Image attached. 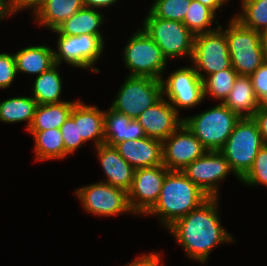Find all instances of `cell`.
<instances>
[{"label":"cell","instance_id":"f1b7e54d","mask_svg":"<svg viewBox=\"0 0 267 266\" xmlns=\"http://www.w3.org/2000/svg\"><path fill=\"white\" fill-rule=\"evenodd\" d=\"M213 21L217 25L215 27H220L217 15L211 8L200 1L192 0L183 23L194 35H198L216 30L217 28H212Z\"/></svg>","mask_w":267,"mask_h":266},{"label":"cell","instance_id":"8992f818","mask_svg":"<svg viewBox=\"0 0 267 266\" xmlns=\"http://www.w3.org/2000/svg\"><path fill=\"white\" fill-rule=\"evenodd\" d=\"M122 57L124 66L129 70L128 76H146L161 80L167 69V59L142 27L131 35Z\"/></svg>","mask_w":267,"mask_h":266},{"label":"cell","instance_id":"4dcf8cb0","mask_svg":"<svg viewBox=\"0 0 267 266\" xmlns=\"http://www.w3.org/2000/svg\"><path fill=\"white\" fill-rule=\"evenodd\" d=\"M240 10L234 14L244 27L263 32L267 28V0H240Z\"/></svg>","mask_w":267,"mask_h":266},{"label":"cell","instance_id":"f35d334b","mask_svg":"<svg viewBox=\"0 0 267 266\" xmlns=\"http://www.w3.org/2000/svg\"><path fill=\"white\" fill-rule=\"evenodd\" d=\"M44 0H11L13 10L17 14L21 10L33 11L43 2Z\"/></svg>","mask_w":267,"mask_h":266},{"label":"cell","instance_id":"9a60e30c","mask_svg":"<svg viewBox=\"0 0 267 266\" xmlns=\"http://www.w3.org/2000/svg\"><path fill=\"white\" fill-rule=\"evenodd\" d=\"M207 151L183 123L162 142L163 165L169 171H182Z\"/></svg>","mask_w":267,"mask_h":266},{"label":"cell","instance_id":"9c48e42d","mask_svg":"<svg viewBox=\"0 0 267 266\" xmlns=\"http://www.w3.org/2000/svg\"><path fill=\"white\" fill-rule=\"evenodd\" d=\"M58 36L57 49H54L56 64H69L76 68L90 69L95 73L100 70L94 66L104 53V35L81 34L79 36L62 35L53 30Z\"/></svg>","mask_w":267,"mask_h":266},{"label":"cell","instance_id":"7402d4cb","mask_svg":"<svg viewBox=\"0 0 267 266\" xmlns=\"http://www.w3.org/2000/svg\"><path fill=\"white\" fill-rule=\"evenodd\" d=\"M223 104L241 118L252 117L260 109L261 106L249 76L237 77Z\"/></svg>","mask_w":267,"mask_h":266},{"label":"cell","instance_id":"cb8c5ba5","mask_svg":"<svg viewBox=\"0 0 267 266\" xmlns=\"http://www.w3.org/2000/svg\"><path fill=\"white\" fill-rule=\"evenodd\" d=\"M78 131L79 138L93 142L94 147H98L104 142V110L98 106L85 104L78 101Z\"/></svg>","mask_w":267,"mask_h":266},{"label":"cell","instance_id":"2e32d148","mask_svg":"<svg viewBox=\"0 0 267 266\" xmlns=\"http://www.w3.org/2000/svg\"><path fill=\"white\" fill-rule=\"evenodd\" d=\"M162 97L154 105L139 115L137 121L143 127L146 137L162 142L176 131L184 122V118Z\"/></svg>","mask_w":267,"mask_h":266},{"label":"cell","instance_id":"d4e9b609","mask_svg":"<svg viewBox=\"0 0 267 266\" xmlns=\"http://www.w3.org/2000/svg\"><path fill=\"white\" fill-rule=\"evenodd\" d=\"M75 101L61 103L38 104L33 122L28 131H44L52 128H60L70 116Z\"/></svg>","mask_w":267,"mask_h":266},{"label":"cell","instance_id":"ffe728a7","mask_svg":"<svg viewBox=\"0 0 267 266\" xmlns=\"http://www.w3.org/2000/svg\"><path fill=\"white\" fill-rule=\"evenodd\" d=\"M83 7V0H44L34 11V21L48 30H56Z\"/></svg>","mask_w":267,"mask_h":266},{"label":"cell","instance_id":"6da1fadb","mask_svg":"<svg viewBox=\"0 0 267 266\" xmlns=\"http://www.w3.org/2000/svg\"><path fill=\"white\" fill-rule=\"evenodd\" d=\"M219 201L218 197H209L166 229L185 250L187 258L202 265L209 260L215 247L235 241V237L221 224Z\"/></svg>","mask_w":267,"mask_h":266},{"label":"cell","instance_id":"277c9868","mask_svg":"<svg viewBox=\"0 0 267 266\" xmlns=\"http://www.w3.org/2000/svg\"><path fill=\"white\" fill-rule=\"evenodd\" d=\"M183 118V123L208 151H220L241 117L218 102L205 111Z\"/></svg>","mask_w":267,"mask_h":266},{"label":"cell","instance_id":"f546056e","mask_svg":"<svg viewBox=\"0 0 267 266\" xmlns=\"http://www.w3.org/2000/svg\"><path fill=\"white\" fill-rule=\"evenodd\" d=\"M238 76L237 71L231 67L205 77L202 80L204 100L208 96V98L212 97L213 100L223 103L231 92Z\"/></svg>","mask_w":267,"mask_h":266},{"label":"cell","instance_id":"7c38bea8","mask_svg":"<svg viewBox=\"0 0 267 266\" xmlns=\"http://www.w3.org/2000/svg\"><path fill=\"white\" fill-rule=\"evenodd\" d=\"M161 83L163 97L179 114V109L194 108L204 101L203 82L192 65L179 67L167 79L162 77Z\"/></svg>","mask_w":267,"mask_h":266},{"label":"cell","instance_id":"d590c367","mask_svg":"<svg viewBox=\"0 0 267 266\" xmlns=\"http://www.w3.org/2000/svg\"><path fill=\"white\" fill-rule=\"evenodd\" d=\"M249 77L260 106H267V59Z\"/></svg>","mask_w":267,"mask_h":266},{"label":"cell","instance_id":"30bf717a","mask_svg":"<svg viewBox=\"0 0 267 266\" xmlns=\"http://www.w3.org/2000/svg\"><path fill=\"white\" fill-rule=\"evenodd\" d=\"M74 192L83 210L92 215L104 217H114L124 213L135 215L129 204L128 192L102 180L78 187Z\"/></svg>","mask_w":267,"mask_h":266},{"label":"cell","instance_id":"4fadbf2b","mask_svg":"<svg viewBox=\"0 0 267 266\" xmlns=\"http://www.w3.org/2000/svg\"><path fill=\"white\" fill-rule=\"evenodd\" d=\"M182 172L209 197L218 198H220V182L230 173L234 174L229 162L220 151H207Z\"/></svg>","mask_w":267,"mask_h":266},{"label":"cell","instance_id":"74e56055","mask_svg":"<svg viewBox=\"0 0 267 266\" xmlns=\"http://www.w3.org/2000/svg\"><path fill=\"white\" fill-rule=\"evenodd\" d=\"M252 118L258 126L264 143L267 144V106H261Z\"/></svg>","mask_w":267,"mask_h":266},{"label":"cell","instance_id":"8fae6325","mask_svg":"<svg viewBox=\"0 0 267 266\" xmlns=\"http://www.w3.org/2000/svg\"><path fill=\"white\" fill-rule=\"evenodd\" d=\"M190 62L202 80L208 75L231 68L225 32L217 27L212 32L195 35Z\"/></svg>","mask_w":267,"mask_h":266},{"label":"cell","instance_id":"836d02e7","mask_svg":"<svg viewBox=\"0 0 267 266\" xmlns=\"http://www.w3.org/2000/svg\"><path fill=\"white\" fill-rule=\"evenodd\" d=\"M245 186L267 187V144H264L255 157L251 168L240 179Z\"/></svg>","mask_w":267,"mask_h":266},{"label":"cell","instance_id":"7bdbcfd3","mask_svg":"<svg viewBox=\"0 0 267 266\" xmlns=\"http://www.w3.org/2000/svg\"><path fill=\"white\" fill-rule=\"evenodd\" d=\"M261 36H262L263 47L265 48L267 53V28L261 33Z\"/></svg>","mask_w":267,"mask_h":266},{"label":"cell","instance_id":"1f68e13d","mask_svg":"<svg viewBox=\"0 0 267 266\" xmlns=\"http://www.w3.org/2000/svg\"><path fill=\"white\" fill-rule=\"evenodd\" d=\"M192 0H155L149 12L161 19L183 22Z\"/></svg>","mask_w":267,"mask_h":266},{"label":"cell","instance_id":"5bb4252c","mask_svg":"<svg viewBox=\"0 0 267 266\" xmlns=\"http://www.w3.org/2000/svg\"><path fill=\"white\" fill-rule=\"evenodd\" d=\"M168 172L163 164L134 170L128 200L135 216H144L156 204Z\"/></svg>","mask_w":267,"mask_h":266},{"label":"cell","instance_id":"484cf974","mask_svg":"<svg viewBox=\"0 0 267 266\" xmlns=\"http://www.w3.org/2000/svg\"><path fill=\"white\" fill-rule=\"evenodd\" d=\"M58 67V68H57ZM59 64L41 73L36 77L32 86V97L38 104L61 103L63 83L59 72Z\"/></svg>","mask_w":267,"mask_h":266},{"label":"cell","instance_id":"603a6c76","mask_svg":"<svg viewBox=\"0 0 267 266\" xmlns=\"http://www.w3.org/2000/svg\"><path fill=\"white\" fill-rule=\"evenodd\" d=\"M104 14L98 9L82 7L65 20L56 30L62 35L79 36L81 34L102 35Z\"/></svg>","mask_w":267,"mask_h":266},{"label":"cell","instance_id":"b9f144b4","mask_svg":"<svg viewBox=\"0 0 267 266\" xmlns=\"http://www.w3.org/2000/svg\"><path fill=\"white\" fill-rule=\"evenodd\" d=\"M200 1L203 5L211 8L216 14H217V10L220 9L221 7L229 2H231L230 0H197Z\"/></svg>","mask_w":267,"mask_h":266},{"label":"cell","instance_id":"60d3db41","mask_svg":"<svg viewBox=\"0 0 267 266\" xmlns=\"http://www.w3.org/2000/svg\"><path fill=\"white\" fill-rule=\"evenodd\" d=\"M15 15L11 0H0V21Z\"/></svg>","mask_w":267,"mask_h":266},{"label":"cell","instance_id":"4316f807","mask_svg":"<svg viewBox=\"0 0 267 266\" xmlns=\"http://www.w3.org/2000/svg\"><path fill=\"white\" fill-rule=\"evenodd\" d=\"M34 139L35 161L65 158V146L60 128L44 131H27Z\"/></svg>","mask_w":267,"mask_h":266},{"label":"cell","instance_id":"5b68a950","mask_svg":"<svg viewBox=\"0 0 267 266\" xmlns=\"http://www.w3.org/2000/svg\"><path fill=\"white\" fill-rule=\"evenodd\" d=\"M258 126L252 117H243L236 123L220 152L229 162L239 180L251 168L257 153L264 145Z\"/></svg>","mask_w":267,"mask_h":266},{"label":"cell","instance_id":"ab89813d","mask_svg":"<svg viewBox=\"0 0 267 266\" xmlns=\"http://www.w3.org/2000/svg\"><path fill=\"white\" fill-rule=\"evenodd\" d=\"M120 0H83V6L92 9L108 8L115 5Z\"/></svg>","mask_w":267,"mask_h":266},{"label":"cell","instance_id":"ba28073f","mask_svg":"<svg viewBox=\"0 0 267 266\" xmlns=\"http://www.w3.org/2000/svg\"><path fill=\"white\" fill-rule=\"evenodd\" d=\"M117 92L110 108L131 119L163 97L161 80L146 76H127Z\"/></svg>","mask_w":267,"mask_h":266},{"label":"cell","instance_id":"44dd1931","mask_svg":"<svg viewBox=\"0 0 267 266\" xmlns=\"http://www.w3.org/2000/svg\"><path fill=\"white\" fill-rule=\"evenodd\" d=\"M17 73H25L38 77L53 67L54 49L46 45H31L14 54Z\"/></svg>","mask_w":267,"mask_h":266},{"label":"cell","instance_id":"d6986e66","mask_svg":"<svg viewBox=\"0 0 267 266\" xmlns=\"http://www.w3.org/2000/svg\"><path fill=\"white\" fill-rule=\"evenodd\" d=\"M146 137L137 119H131L112 108L104 111V142L114 146L121 141L137 140Z\"/></svg>","mask_w":267,"mask_h":266},{"label":"cell","instance_id":"8d00e7d4","mask_svg":"<svg viewBox=\"0 0 267 266\" xmlns=\"http://www.w3.org/2000/svg\"><path fill=\"white\" fill-rule=\"evenodd\" d=\"M162 253L150 252L143 255H139L137 258L132 260V262L126 264L125 266H164L162 264Z\"/></svg>","mask_w":267,"mask_h":266},{"label":"cell","instance_id":"7a4b0ae2","mask_svg":"<svg viewBox=\"0 0 267 266\" xmlns=\"http://www.w3.org/2000/svg\"><path fill=\"white\" fill-rule=\"evenodd\" d=\"M209 196L182 171H169L162 184L156 204L145 216H157L161 226L168 228L177 219L199 207Z\"/></svg>","mask_w":267,"mask_h":266},{"label":"cell","instance_id":"e575fe53","mask_svg":"<svg viewBox=\"0 0 267 266\" xmlns=\"http://www.w3.org/2000/svg\"><path fill=\"white\" fill-rule=\"evenodd\" d=\"M18 76L14 53H0V88H9Z\"/></svg>","mask_w":267,"mask_h":266},{"label":"cell","instance_id":"52a82bcc","mask_svg":"<svg viewBox=\"0 0 267 266\" xmlns=\"http://www.w3.org/2000/svg\"><path fill=\"white\" fill-rule=\"evenodd\" d=\"M142 28L161 49L167 59L181 57L192 59L194 34L183 22L154 17L149 11Z\"/></svg>","mask_w":267,"mask_h":266},{"label":"cell","instance_id":"83f0119b","mask_svg":"<svg viewBox=\"0 0 267 266\" xmlns=\"http://www.w3.org/2000/svg\"><path fill=\"white\" fill-rule=\"evenodd\" d=\"M38 103L32 96H16L0 102V122L13 124L26 122V130L33 122Z\"/></svg>","mask_w":267,"mask_h":266},{"label":"cell","instance_id":"e0dca14e","mask_svg":"<svg viewBox=\"0 0 267 266\" xmlns=\"http://www.w3.org/2000/svg\"><path fill=\"white\" fill-rule=\"evenodd\" d=\"M114 147L134 169L163 164L161 140L144 137L121 141Z\"/></svg>","mask_w":267,"mask_h":266},{"label":"cell","instance_id":"d6a6232c","mask_svg":"<svg viewBox=\"0 0 267 266\" xmlns=\"http://www.w3.org/2000/svg\"><path fill=\"white\" fill-rule=\"evenodd\" d=\"M61 134L63 137V142L65 146V157L69 156L79 147L81 148L82 145H86V142L79 138V131H78V100L74 104L73 109L71 111L70 116L66 119V121L60 127Z\"/></svg>","mask_w":267,"mask_h":266},{"label":"cell","instance_id":"3957f363","mask_svg":"<svg viewBox=\"0 0 267 266\" xmlns=\"http://www.w3.org/2000/svg\"><path fill=\"white\" fill-rule=\"evenodd\" d=\"M232 67L240 76H250L267 59L261 32L244 27L232 16L224 29Z\"/></svg>","mask_w":267,"mask_h":266},{"label":"cell","instance_id":"ac0fdd59","mask_svg":"<svg viewBox=\"0 0 267 266\" xmlns=\"http://www.w3.org/2000/svg\"><path fill=\"white\" fill-rule=\"evenodd\" d=\"M105 174V182L111 186L129 191L134 177V168L118 153L114 146L101 144L95 148Z\"/></svg>","mask_w":267,"mask_h":266}]
</instances>
